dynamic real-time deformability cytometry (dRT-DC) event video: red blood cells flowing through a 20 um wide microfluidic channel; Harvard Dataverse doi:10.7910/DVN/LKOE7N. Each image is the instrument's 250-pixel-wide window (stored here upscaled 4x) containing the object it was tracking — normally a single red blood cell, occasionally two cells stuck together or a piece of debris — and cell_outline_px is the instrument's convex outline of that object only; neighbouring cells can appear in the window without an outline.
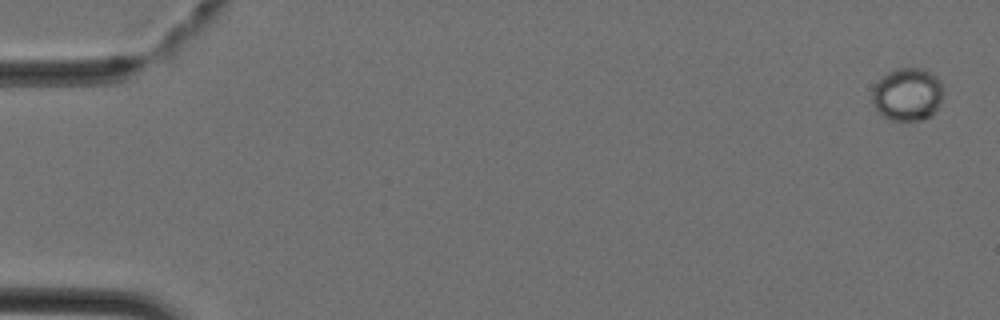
{"species": "Egyptian fruit bat (a non-hibernating species)", "species_latin": "Rousettus aegyptiacus", "temperature_condition": "cold", "stored_images_in_passage": 5, "camera_frame_rate_fps": 3000, "um_per_image_px": 0.085, "animal": {"sex": "female"}, "frame": {"image": 1, "passage_image": 5, "time_ms": 1.333, "image_size_px": [1000, 320], "cell_outline_px": [[944, 92], [932, 116], [924, 120], [888, 120], [876, 108], [872, 100], [872, 88], [888, 72], [896, 68], [924, 68], [932, 72], [940, 80], [944, 88]], "centroid_in_image_um": [77.16, 8.01], "position_along_channel_um": 7.8, "area_um2": 22.02}}